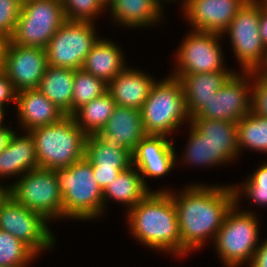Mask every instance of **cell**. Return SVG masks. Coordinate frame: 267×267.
Wrapping results in <instances>:
<instances>
[{
	"instance_id": "cell-1",
	"label": "cell",
	"mask_w": 267,
	"mask_h": 267,
	"mask_svg": "<svg viewBox=\"0 0 267 267\" xmlns=\"http://www.w3.org/2000/svg\"><path fill=\"white\" fill-rule=\"evenodd\" d=\"M168 192L176 208L184 257L204 247L208 237L214 241L227 213L236 204L233 185L192 184L181 193Z\"/></svg>"
},
{
	"instance_id": "cell-2",
	"label": "cell",
	"mask_w": 267,
	"mask_h": 267,
	"mask_svg": "<svg viewBox=\"0 0 267 267\" xmlns=\"http://www.w3.org/2000/svg\"><path fill=\"white\" fill-rule=\"evenodd\" d=\"M135 239L152 249L182 257L176 208L167 189L151 191L127 212Z\"/></svg>"
},
{
	"instance_id": "cell-3",
	"label": "cell",
	"mask_w": 267,
	"mask_h": 267,
	"mask_svg": "<svg viewBox=\"0 0 267 267\" xmlns=\"http://www.w3.org/2000/svg\"><path fill=\"white\" fill-rule=\"evenodd\" d=\"M35 143L38 168L56 170L84 158L86 134L72 116L29 131Z\"/></svg>"
},
{
	"instance_id": "cell-4",
	"label": "cell",
	"mask_w": 267,
	"mask_h": 267,
	"mask_svg": "<svg viewBox=\"0 0 267 267\" xmlns=\"http://www.w3.org/2000/svg\"><path fill=\"white\" fill-rule=\"evenodd\" d=\"M56 176L63 199V218L92 220L102 215L103 190L86 158L69 167L57 168Z\"/></svg>"
},
{
	"instance_id": "cell-5",
	"label": "cell",
	"mask_w": 267,
	"mask_h": 267,
	"mask_svg": "<svg viewBox=\"0 0 267 267\" xmlns=\"http://www.w3.org/2000/svg\"><path fill=\"white\" fill-rule=\"evenodd\" d=\"M140 113L147 135L168 137L182 123L190 122L181 81L171 75L156 80Z\"/></svg>"
},
{
	"instance_id": "cell-6",
	"label": "cell",
	"mask_w": 267,
	"mask_h": 267,
	"mask_svg": "<svg viewBox=\"0 0 267 267\" xmlns=\"http://www.w3.org/2000/svg\"><path fill=\"white\" fill-rule=\"evenodd\" d=\"M238 208L239 204L236 203L227 213L213 241L224 267H240L245 262L249 266L260 244L256 215Z\"/></svg>"
},
{
	"instance_id": "cell-7",
	"label": "cell",
	"mask_w": 267,
	"mask_h": 267,
	"mask_svg": "<svg viewBox=\"0 0 267 267\" xmlns=\"http://www.w3.org/2000/svg\"><path fill=\"white\" fill-rule=\"evenodd\" d=\"M13 183L7 185L6 191L19 204L40 213L47 221L63 218V199L56 170L36 168Z\"/></svg>"
},
{
	"instance_id": "cell-8",
	"label": "cell",
	"mask_w": 267,
	"mask_h": 267,
	"mask_svg": "<svg viewBox=\"0 0 267 267\" xmlns=\"http://www.w3.org/2000/svg\"><path fill=\"white\" fill-rule=\"evenodd\" d=\"M260 14L261 0H248L222 33L229 34L243 72L263 69L267 64V47L259 32Z\"/></svg>"
},
{
	"instance_id": "cell-9",
	"label": "cell",
	"mask_w": 267,
	"mask_h": 267,
	"mask_svg": "<svg viewBox=\"0 0 267 267\" xmlns=\"http://www.w3.org/2000/svg\"><path fill=\"white\" fill-rule=\"evenodd\" d=\"M65 21L61 0L25 1L10 41L24 47L46 48Z\"/></svg>"
},
{
	"instance_id": "cell-10",
	"label": "cell",
	"mask_w": 267,
	"mask_h": 267,
	"mask_svg": "<svg viewBox=\"0 0 267 267\" xmlns=\"http://www.w3.org/2000/svg\"><path fill=\"white\" fill-rule=\"evenodd\" d=\"M40 213L19 204L7 192L0 198V229L12 234L28 245L37 255L50 250L55 236Z\"/></svg>"
},
{
	"instance_id": "cell-11",
	"label": "cell",
	"mask_w": 267,
	"mask_h": 267,
	"mask_svg": "<svg viewBox=\"0 0 267 267\" xmlns=\"http://www.w3.org/2000/svg\"><path fill=\"white\" fill-rule=\"evenodd\" d=\"M93 23L66 20L45 48L48 65L82 69L92 46L99 39Z\"/></svg>"
},
{
	"instance_id": "cell-12",
	"label": "cell",
	"mask_w": 267,
	"mask_h": 267,
	"mask_svg": "<svg viewBox=\"0 0 267 267\" xmlns=\"http://www.w3.org/2000/svg\"><path fill=\"white\" fill-rule=\"evenodd\" d=\"M252 88L253 71L235 72L191 118L237 123L252 111Z\"/></svg>"
},
{
	"instance_id": "cell-13",
	"label": "cell",
	"mask_w": 267,
	"mask_h": 267,
	"mask_svg": "<svg viewBox=\"0 0 267 267\" xmlns=\"http://www.w3.org/2000/svg\"><path fill=\"white\" fill-rule=\"evenodd\" d=\"M222 34L216 32L192 30L176 53L177 67L171 76L179 79L183 74L230 71L225 69L219 39Z\"/></svg>"
},
{
	"instance_id": "cell-14",
	"label": "cell",
	"mask_w": 267,
	"mask_h": 267,
	"mask_svg": "<svg viewBox=\"0 0 267 267\" xmlns=\"http://www.w3.org/2000/svg\"><path fill=\"white\" fill-rule=\"evenodd\" d=\"M47 66L45 48L19 46L7 40L2 70L16 92L37 89Z\"/></svg>"
},
{
	"instance_id": "cell-15",
	"label": "cell",
	"mask_w": 267,
	"mask_h": 267,
	"mask_svg": "<svg viewBox=\"0 0 267 267\" xmlns=\"http://www.w3.org/2000/svg\"><path fill=\"white\" fill-rule=\"evenodd\" d=\"M193 30L222 34L248 0H182Z\"/></svg>"
},
{
	"instance_id": "cell-16",
	"label": "cell",
	"mask_w": 267,
	"mask_h": 267,
	"mask_svg": "<svg viewBox=\"0 0 267 267\" xmlns=\"http://www.w3.org/2000/svg\"><path fill=\"white\" fill-rule=\"evenodd\" d=\"M173 140L163 135H146L132 152V165L144 177L159 178L170 173L177 161Z\"/></svg>"
},
{
	"instance_id": "cell-17",
	"label": "cell",
	"mask_w": 267,
	"mask_h": 267,
	"mask_svg": "<svg viewBox=\"0 0 267 267\" xmlns=\"http://www.w3.org/2000/svg\"><path fill=\"white\" fill-rule=\"evenodd\" d=\"M106 145L127 149L131 154L147 135L140 110L116 105L104 128L96 134Z\"/></svg>"
},
{
	"instance_id": "cell-18",
	"label": "cell",
	"mask_w": 267,
	"mask_h": 267,
	"mask_svg": "<svg viewBox=\"0 0 267 267\" xmlns=\"http://www.w3.org/2000/svg\"><path fill=\"white\" fill-rule=\"evenodd\" d=\"M154 83L150 74L128 66L108 83L107 91L117 105L140 110Z\"/></svg>"
},
{
	"instance_id": "cell-19",
	"label": "cell",
	"mask_w": 267,
	"mask_h": 267,
	"mask_svg": "<svg viewBox=\"0 0 267 267\" xmlns=\"http://www.w3.org/2000/svg\"><path fill=\"white\" fill-rule=\"evenodd\" d=\"M19 124L26 131L59 122L66 115L38 89L17 92Z\"/></svg>"
},
{
	"instance_id": "cell-20",
	"label": "cell",
	"mask_w": 267,
	"mask_h": 267,
	"mask_svg": "<svg viewBox=\"0 0 267 267\" xmlns=\"http://www.w3.org/2000/svg\"><path fill=\"white\" fill-rule=\"evenodd\" d=\"M190 124L214 147L216 165L233 162L239 156L236 122L191 118Z\"/></svg>"
},
{
	"instance_id": "cell-21",
	"label": "cell",
	"mask_w": 267,
	"mask_h": 267,
	"mask_svg": "<svg viewBox=\"0 0 267 267\" xmlns=\"http://www.w3.org/2000/svg\"><path fill=\"white\" fill-rule=\"evenodd\" d=\"M14 132L8 146L0 154V177H21L38 168L35 143L29 131L24 135Z\"/></svg>"
},
{
	"instance_id": "cell-22",
	"label": "cell",
	"mask_w": 267,
	"mask_h": 267,
	"mask_svg": "<svg viewBox=\"0 0 267 267\" xmlns=\"http://www.w3.org/2000/svg\"><path fill=\"white\" fill-rule=\"evenodd\" d=\"M234 73L235 71H218L183 74L179 80L189 116L192 117Z\"/></svg>"
},
{
	"instance_id": "cell-23",
	"label": "cell",
	"mask_w": 267,
	"mask_h": 267,
	"mask_svg": "<svg viewBox=\"0 0 267 267\" xmlns=\"http://www.w3.org/2000/svg\"><path fill=\"white\" fill-rule=\"evenodd\" d=\"M163 0H113L109 4L114 22L128 28L157 25L163 14ZM165 1V0H164Z\"/></svg>"
},
{
	"instance_id": "cell-24",
	"label": "cell",
	"mask_w": 267,
	"mask_h": 267,
	"mask_svg": "<svg viewBox=\"0 0 267 267\" xmlns=\"http://www.w3.org/2000/svg\"><path fill=\"white\" fill-rule=\"evenodd\" d=\"M119 47L108 39L99 38L87 55L82 69L108 84L126 67L123 51Z\"/></svg>"
},
{
	"instance_id": "cell-25",
	"label": "cell",
	"mask_w": 267,
	"mask_h": 267,
	"mask_svg": "<svg viewBox=\"0 0 267 267\" xmlns=\"http://www.w3.org/2000/svg\"><path fill=\"white\" fill-rule=\"evenodd\" d=\"M74 69L48 65L38 90L66 116L72 115Z\"/></svg>"
},
{
	"instance_id": "cell-26",
	"label": "cell",
	"mask_w": 267,
	"mask_h": 267,
	"mask_svg": "<svg viewBox=\"0 0 267 267\" xmlns=\"http://www.w3.org/2000/svg\"><path fill=\"white\" fill-rule=\"evenodd\" d=\"M150 192L151 190L143 183L139 171L132 165L127 170L122 171L103 190V211L109 198L126 204L125 206H129L127 210H130Z\"/></svg>"
},
{
	"instance_id": "cell-27",
	"label": "cell",
	"mask_w": 267,
	"mask_h": 267,
	"mask_svg": "<svg viewBox=\"0 0 267 267\" xmlns=\"http://www.w3.org/2000/svg\"><path fill=\"white\" fill-rule=\"evenodd\" d=\"M116 105L107 91L81 106L71 116L86 135L97 134L106 125Z\"/></svg>"
},
{
	"instance_id": "cell-28",
	"label": "cell",
	"mask_w": 267,
	"mask_h": 267,
	"mask_svg": "<svg viewBox=\"0 0 267 267\" xmlns=\"http://www.w3.org/2000/svg\"><path fill=\"white\" fill-rule=\"evenodd\" d=\"M84 158L92 167L128 169L132 166V154L127 149L110 147L96 134L86 136Z\"/></svg>"
},
{
	"instance_id": "cell-29",
	"label": "cell",
	"mask_w": 267,
	"mask_h": 267,
	"mask_svg": "<svg viewBox=\"0 0 267 267\" xmlns=\"http://www.w3.org/2000/svg\"><path fill=\"white\" fill-rule=\"evenodd\" d=\"M237 144L242 148L267 154V117L258 116L252 111L237 122Z\"/></svg>"
},
{
	"instance_id": "cell-30",
	"label": "cell",
	"mask_w": 267,
	"mask_h": 267,
	"mask_svg": "<svg viewBox=\"0 0 267 267\" xmlns=\"http://www.w3.org/2000/svg\"><path fill=\"white\" fill-rule=\"evenodd\" d=\"M34 258L37 254L28 245L0 229V267H28Z\"/></svg>"
},
{
	"instance_id": "cell-31",
	"label": "cell",
	"mask_w": 267,
	"mask_h": 267,
	"mask_svg": "<svg viewBox=\"0 0 267 267\" xmlns=\"http://www.w3.org/2000/svg\"><path fill=\"white\" fill-rule=\"evenodd\" d=\"M108 84L83 69L74 70L72 114L81 106L107 92Z\"/></svg>"
},
{
	"instance_id": "cell-32",
	"label": "cell",
	"mask_w": 267,
	"mask_h": 267,
	"mask_svg": "<svg viewBox=\"0 0 267 267\" xmlns=\"http://www.w3.org/2000/svg\"><path fill=\"white\" fill-rule=\"evenodd\" d=\"M190 137L182 161L196 166H215L216 151L214 147L190 124ZM185 158V159H184Z\"/></svg>"
},
{
	"instance_id": "cell-33",
	"label": "cell",
	"mask_w": 267,
	"mask_h": 267,
	"mask_svg": "<svg viewBox=\"0 0 267 267\" xmlns=\"http://www.w3.org/2000/svg\"><path fill=\"white\" fill-rule=\"evenodd\" d=\"M246 180L242 187H239L238 184L233 186L236 203L241 199V194L245 193L252 203L262 207L267 205V163L264 162L259 166Z\"/></svg>"
},
{
	"instance_id": "cell-34",
	"label": "cell",
	"mask_w": 267,
	"mask_h": 267,
	"mask_svg": "<svg viewBox=\"0 0 267 267\" xmlns=\"http://www.w3.org/2000/svg\"><path fill=\"white\" fill-rule=\"evenodd\" d=\"M65 19L95 22L98 14L107 9L100 0H61Z\"/></svg>"
},
{
	"instance_id": "cell-35",
	"label": "cell",
	"mask_w": 267,
	"mask_h": 267,
	"mask_svg": "<svg viewBox=\"0 0 267 267\" xmlns=\"http://www.w3.org/2000/svg\"><path fill=\"white\" fill-rule=\"evenodd\" d=\"M21 5L20 0H0V36L7 40L14 35Z\"/></svg>"
},
{
	"instance_id": "cell-36",
	"label": "cell",
	"mask_w": 267,
	"mask_h": 267,
	"mask_svg": "<svg viewBox=\"0 0 267 267\" xmlns=\"http://www.w3.org/2000/svg\"><path fill=\"white\" fill-rule=\"evenodd\" d=\"M255 77V78H254ZM252 112L267 117V71H253Z\"/></svg>"
},
{
	"instance_id": "cell-37",
	"label": "cell",
	"mask_w": 267,
	"mask_h": 267,
	"mask_svg": "<svg viewBox=\"0 0 267 267\" xmlns=\"http://www.w3.org/2000/svg\"><path fill=\"white\" fill-rule=\"evenodd\" d=\"M94 177L98 185L104 190L115 178L124 170L127 169H113L107 167H92Z\"/></svg>"
},
{
	"instance_id": "cell-38",
	"label": "cell",
	"mask_w": 267,
	"mask_h": 267,
	"mask_svg": "<svg viewBox=\"0 0 267 267\" xmlns=\"http://www.w3.org/2000/svg\"><path fill=\"white\" fill-rule=\"evenodd\" d=\"M17 92L6 73L0 70V104L4 106L11 101L16 103Z\"/></svg>"
},
{
	"instance_id": "cell-39",
	"label": "cell",
	"mask_w": 267,
	"mask_h": 267,
	"mask_svg": "<svg viewBox=\"0 0 267 267\" xmlns=\"http://www.w3.org/2000/svg\"><path fill=\"white\" fill-rule=\"evenodd\" d=\"M249 267H267V240L259 244Z\"/></svg>"
},
{
	"instance_id": "cell-40",
	"label": "cell",
	"mask_w": 267,
	"mask_h": 267,
	"mask_svg": "<svg viewBox=\"0 0 267 267\" xmlns=\"http://www.w3.org/2000/svg\"><path fill=\"white\" fill-rule=\"evenodd\" d=\"M259 28H260L259 32L262 42L267 47V1L266 0L261 1Z\"/></svg>"
},
{
	"instance_id": "cell-41",
	"label": "cell",
	"mask_w": 267,
	"mask_h": 267,
	"mask_svg": "<svg viewBox=\"0 0 267 267\" xmlns=\"http://www.w3.org/2000/svg\"><path fill=\"white\" fill-rule=\"evenodd\" d=\"M14 130L10 127H0V154L8 146L9 141L14 134Z\"/></svg>"
},
{
	"instance_id": "cell-42",
	"label": "cell",
	"mask_w": 267,
	"mask_h": 267,
	"mask_svg": "<svg viewBox=\"0 0 267 267\" xmlns=\"http://www.w3.org/2000/svg\"><path fill=\"white\" fill-rule=\"evenodd\" d=\"M6 43H7V39L0 36V70L2 69V66H3V58H4V51H5Z\"/></svg>"
},
{
	"instance_id": "cell-43",
	"label": "cell",
	"mask_w": 267,
	"mask_h": 267,
	"mask_svg": "<svg viewBox=\"0 0 267 267\" xmlns=\"http://www.w3.org/2000/svg\"><path fill=\"white\" fill-rule=\"evenodd\" d=\"M4 108H5V107H4L3 105L0 104V127L5 126V125H3V124H4V123H3V122H4V120H3V118H4V114H6V113H5L6 110H4Z\"/></svg>"
},
{
	"instance_id": "cell-44",
	"label": "cell",
	"mask_w": 267,
	"mask_h": 267,
	"mask_svg": "<svg viewBox=\"0 0 267 267\" xmlns=\"http://www.w3.org/2000/svg\"><path fill=\"white\" fill-rule=\"evenodd\" d=\"M7 186L0 184V198L7 192Z\"/></svg>"
},
{
	"instance_id": "cell-45",
	"label": "cell",
	"mask_w": 267,
	"mask_h": 267,
	"mask_svg": "<svg viewBox=\"0 0 267 267\" xmlns=\"http://www.w3.org/2000/svg\"><path fill=\"white\" fill-rule=\"evenodd\" d=\"M101 3L108 8L109 4L113 1V0H100Z\"/></svg>"
},
{
	"instance_id": "cell-46",
	"label": "cell",
	"mask_w": 267,
	"mask_h": 267,
	"mask_svg": "<svg viewBox=\"0 0 267 267\" xmlns=\"http://www.w3.org/2000/svg\"><path fill=\"white\" fill-rule=\"evenodd\" d=\"M165 1H168V2L174 1V2H176V0H165Z\"/></svg>"
},
{
	"instance_id": "cell-47",
	"label": "cell",
	"mask_w": 267,
	"mask_h": 267,
	"mask_svg": "<svg viewBox=\"0 0 267 267\" xmlns=\"http://www.w3.org/2000/svg\"><path fill=\"white\" fill-rule=\"evenodd\" d=\"M265 71H267V64H266V66L263 68Z\"/></svg>"
}]
</instances>
